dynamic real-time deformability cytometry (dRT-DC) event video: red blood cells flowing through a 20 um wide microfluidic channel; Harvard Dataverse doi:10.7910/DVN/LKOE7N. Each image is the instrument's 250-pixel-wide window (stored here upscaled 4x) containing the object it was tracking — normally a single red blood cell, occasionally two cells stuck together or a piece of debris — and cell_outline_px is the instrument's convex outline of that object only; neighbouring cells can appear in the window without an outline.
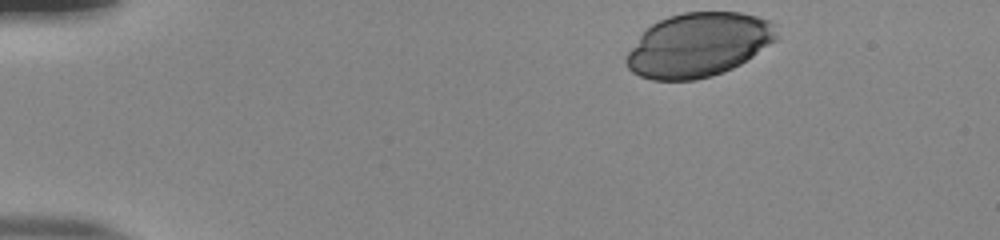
{"species": "human", "species_latin": "Homo sapiens", "temperature_condition": "room temperature", "stored_images_in_passage": 39, "camera_frame_rate_fps": 3000, "um_per_image_px": 0.085, "donor": {"sex": "male"}, "frame": {"image": 1, "passage_image": 1, "time_ms": 0.0, "image_size_px": [1000, 240], "cell_outline_px": [[780, 36], [776, 40], [740, 64], [732, 68], [712, 76], [696, 80], [652, 80], [640, 76], [632, 72], [628, 68], [624, 60], [624, 56], [640, 36], [652, 24], [668, 16], [684, 12], [740, 12], [772, 20], [776, 24]], "centroid_in_image_um": [59.39, 3.81], "position_along_channel_um": 25.6, "area_um2": 56.3}}